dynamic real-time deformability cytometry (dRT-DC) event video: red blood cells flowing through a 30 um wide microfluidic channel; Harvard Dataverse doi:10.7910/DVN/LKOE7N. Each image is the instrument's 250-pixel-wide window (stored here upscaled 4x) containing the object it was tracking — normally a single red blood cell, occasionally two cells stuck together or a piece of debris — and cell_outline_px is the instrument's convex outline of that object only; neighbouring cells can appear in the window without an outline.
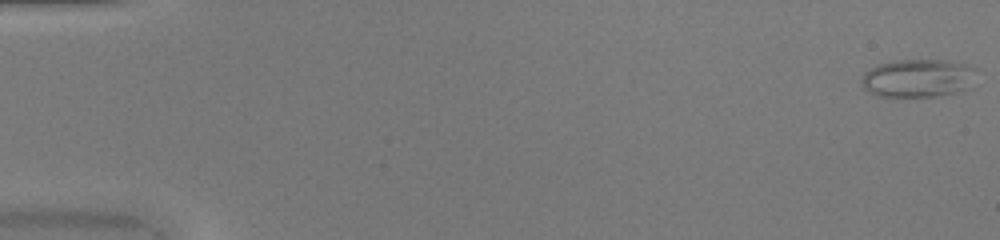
{"species": "common noctule bat (a hibernating species)", "species_latin": "Nyctalus noctula", "temperature_condition": "warm", "stored_images_in_passage": 50, "camera_frame_rate_fps": 3000, "um_per_image_px": 0.085, "animal": {"sex": "female", "body_mass_g": 20.0, "forearm_length_mm": 54.0}, "frame": {"image": 1, "passage_image": 1, "time_ms": 0.0, "image_size_px": [1000, 240], "cell_outline_px": [[976, 68], [968, 88], [956, 92], [936, 96], [876, 96], [868, 92], [864, 88], [860, 80], [864, 72], [880, 64], [892, 60], [948, 60], [968, 64]], "centroid_in_image_um": [77.99, 6.63], "position_along_channel_um": 7.0, "area_um2": 25.49}}
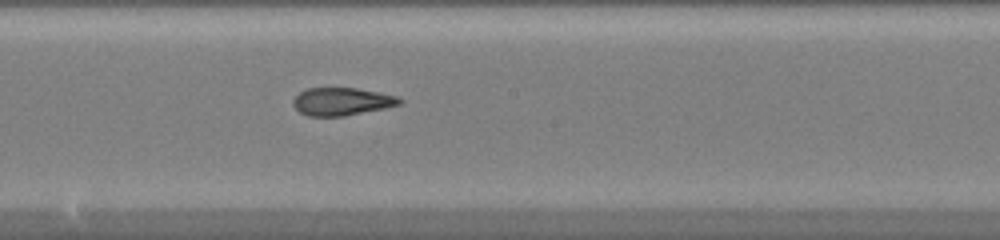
{"frame": {"image": 2, "passage_image": 28, "time_ms": 9.0, "image_size_px": [1000, 240], "cell_outline_px": [[404, 100], [400, 104], [384, 108], [344, 116], [308, 116], [300, 112], [292, 104], [292, 100], [300, 92], [308, 88], [356, 88], [396, 96]], "centroid_in_image_um": [29.03, 8.63], "position_along_channel_um": 219.2, "area_um2": 17.05}}
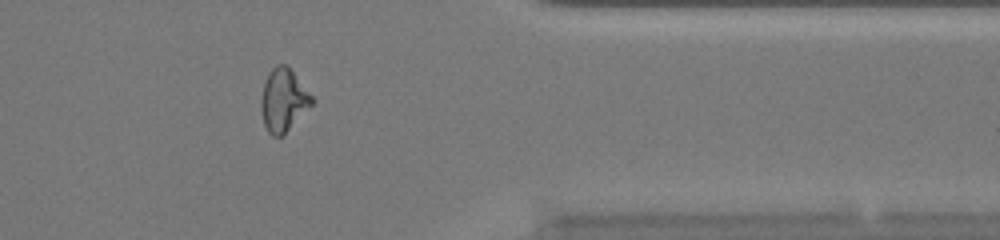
{"frame": {"image": 3, "passage_image": 41, "time_ms": 13.333, "image_size_px": [1000, 240], "cell_outline_px": [[316, 100], [280, 136], [272, 136], [268, 132], [264, 124], [260, 108], [260, 100], [264, 80], [268, 72], [276, 64], [288, 64]], "centroid_in_image_um": [24.07, 8.44], "position_along_channel_um": 387.3, "area_um2": 18.61}, "authors_computed_cell_mechanics": {"area_um2": 18.7561, "velocity_mm_per_s": 4.2041, "shape_relaxation_time_tau1_ms": null, "shape_relaxation_time_tau2_ms": 1.8554, "deformation_change_tau1": null, "deformation_change_tau2": 0.1072}}